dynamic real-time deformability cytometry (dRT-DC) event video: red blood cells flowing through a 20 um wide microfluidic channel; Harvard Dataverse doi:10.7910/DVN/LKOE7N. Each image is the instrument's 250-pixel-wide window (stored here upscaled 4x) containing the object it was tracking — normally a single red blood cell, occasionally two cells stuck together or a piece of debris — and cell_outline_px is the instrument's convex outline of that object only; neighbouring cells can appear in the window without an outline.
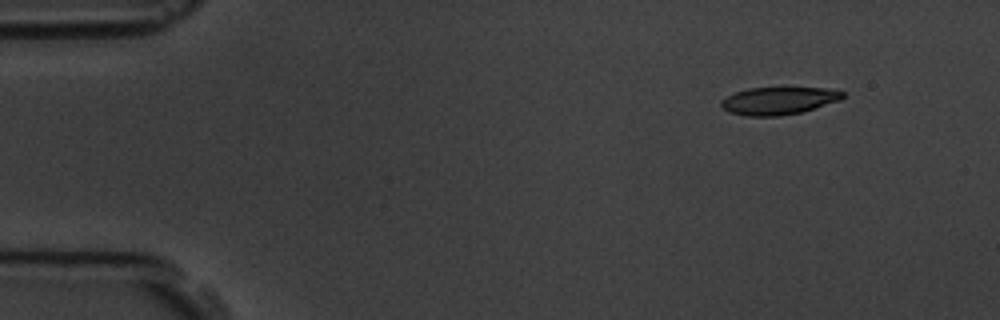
{"species": "common noctule bat (a hibernating species)", "species_latin": "Nyctalus noctula", "temperature_condition": "room temperature", "stored_images_in_passage": 3, "camera_frame_rate_fps": 3000, "um_per_image_px": 0.085, "animal": {"sex": "male", "body_mass_g": 19.5, "forearm_length_mm": 54.6}, "frame": {"image": 1, "passage_image": 1, "time_ms": 0.0, "image_size_px": [1000, 320], "cell_outline_px": [[844, 96], [840, 100], [800, 112], [780, 116], [744, 116], [728, 112], [720, 104], [720, 100], [736, 92], [748, 88], [784, 84], [828, 88], [844, 92]], "centroid_in_image_um": [66.19, 8.5], "position_along_channel_um": 18.8, "area_um2": 20.52}}